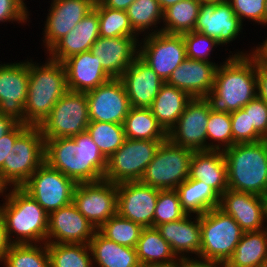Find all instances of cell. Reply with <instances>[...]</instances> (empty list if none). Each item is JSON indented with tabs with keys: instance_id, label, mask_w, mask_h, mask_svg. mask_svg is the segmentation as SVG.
Instances as JSON below:
<instances>
[{
	"instance_id": "52a82bcc",
	"label": "cell",
	"mask_w": 267,
	"mask_h": 267,
	"mask_svg": "<svg viewBox=\"0 0 267 267\" xmlns=\"http://www.w3.org/2000/svg\"><path fill=\"white\" fill-rule=\"evenodd\" d=\"M192 155V150L167 139L160 144L140 182L159 190H175L189 178Z\"/></svg>"
},
{
	"instance_id": "1f68e13d",
	"label": "cell",
	"mask_w": 267,
	"mask_h": 267,
	"mask_svg": "<svg viewBox=\"0 0 267 267\" xmlns=\"http://www.w3.org/2000/svg\"><path fill=\"white\" fill-rule=\"evenodd\" d=\"M136 251L142 267L173 264L180 260L156 227H143Z\"/></svg>"
},
{
	"instance_id": "9a60e30c",
	"label": "cell",
	"mask_w": 267,
	"mask_h": 267,
	"mask_svg": "<svg viewBox=\"0 0 267 267\" xmlns=\"http://www.w3.org/2000/svg\"><path fill=\"white\" fill-rule=\"evenodd\" d=\"M86 95L90 122L124 123L131 106L119 78H112Z\"/></svg>"
},
{
	"instance_id": "f6af8a7d",
	"label": "cell",
	"mask_w": 267,
	"mask_h": 267,
	"mask_svg": "<svg viewBox=\"0 0 267 267\" xmlns=\"http://www.w3.org/2000/svg\"><path fill=\"white\" fill-rule=\"evenodd\" d=\"M232 146L239 143H254L264 138L254 129L250 128L249 115L243 109L231 112Z\"/></svg>"
},
{
	"instance_id": "5bb4252c",
	"label": "cell",
	"mask_w": 267,
	"mask_h": 267,
	"mask_svg": "<svg viewBox=\"0 0 267 267\" xmlns=\"http://www.w3.org/2000/svg\"><path fill=\"white\" fill-rule=\"evenodd\" d=\"M72 203L96 229L117 214V184L107 180L78 183Z\"/></svg>"
},
{
	"instance_id": "816d5d0a",
	"label": "cell",
	"mask_w": 267,
	"mask_h": 267,
	"mask_svg": "<svg viewBox=\"0 0 267 267\" xmlns=\"http://www.w3.org/2000/svg\"><path fill=\"white\" fill-rule=\"evenodd\" d=\"M180 267H225L223 263L215 261H199L198 259H180Z\"/></svg>"
},
{
	"instance_id": "e575fe53",
	"label": "cell",
	"mask_w": 267,
	"mask_h": 267,
	"mask_svg": "<svg viewBox=\"0 0 267 267\" xmlns=\"http://www.w3.org/2000/svg\"><path fill=\"white\" fill-rule=\"evenodd\" d=\"M202 0H182L163 11L164 27L153 33L183 34L194 31Z\"/></svg>"
},
{
	"instance_id": "be15d7a7",
	"label": "cell",
	"mask_w": 267,
	"mask_h": 267,
	"mask_svg": "<svg viewBox=\"0 0 267 267\" xmlns=\"http://www.w3.org/2000/svg\"><path fill=\"white\" fill-rule=\"evenodd\" d=\"M257 267H267V260L263 261L261 264H259Z\"/></svg>"
},
{
	"instance_id": "94428289",
	"label": "cell",
	"mask_w": 267,
	"mask_h": 267,
	"mask_svg": "<svg viewBox=\"0 0 267 267\" xmlns=\"http://www.w3.org/2000/svg\"><path fill=\"white\" fill-rule=\"evenodd\" d=\"M147 267H180V260L178 262H175L173 264H166V265H152Z\"/></svg>"
},
{
	"instance_id": "ee69618b",
	"label": "cell",
	"mask_w": 267,
	"mask_h": 267,
	"mask_svg": "<svg viewBox=\"0 0 267 267\" xmlns=\"http://www.w3.org/2000/svg\"><path fill=\"white\" fill-rule=\"evenodd\" d=\"M182 36L185 42L186 56L190 59L211 62L209 54L212 48L220 45L216 39L196 31L183 33Z\"/></svg>"
},
{
	"instance_id": "cb8c5ba5",
	"label": "cell",
	"mask_w": 267,
	"mask_h": 267,
	"mask_svg": "<svg viewBox=\"0 0 267 267\" xmlns=\"http://www.w3.org/2000/svg\"><path fill=\"white\" fill-rule=\"evenodd\" d=\"M62 63L69 91L87 93L112 79L104 71L101 59L90 51L70 56Z\"/></svg>"
},
{
	"instance_id": "ac0fdd59",
	"label": "cell",
	"mask_w": 267,
	"mask_h": 267,
	"mask_svg": "<svg viewBox=\"0 0 267 267\" xmlns=\"http://www.w3.org/2000/svg\"><path fill=\"white\" fill-rule=\"evenodd\" d=\"M242 29V23L228 1H202L194 31L225 45L235 40Z\"/></svg>"
},
{
	"instance_id": "44dd1931",
	"label": "cell",
	"mask_w": 267,
	"mask_h": 267,
	"mask_svg": "<svg viewBox=\"0 0 267 267\" xmlns=\"http://www.w3.org/2000/svg\"><path fill=\"white\" fill-rule=\"evenodd\" d=\"M218 64L186 58L166 81L192 98H208L215 81Z\"/></svg>"
},
{
	"instance_id": "9c48e42d",
	"label": "cell",
	"mask_w": 267,
	"mask_h": 267,
	"mask_svg": "<svg viewBox=\"0 0 267 267\" xmlns=\"http://www.w3.org/2000/svg\"><path fill=\"white\" fill-rule=\"evenodd\" d=\"M89 122L86 93L68 90L38 127L45 140L72 138L85 132Z\"/></svg>"
},
{
	"instance_id": "6da1fadb",
	"label": "cell",
	"mask_w": 267,
	"mask_h": 267,
	"mask_svg": "<svg viewBox=\"0 0 267 267\" xmlns=\"http://www.w3.org/2000/svg\"><path fill=\"white\" fill-rule=\"evenodd\" d=\"M45 162L77 184L103 180L107 167V159L87 131L45 140Z\"/></svg>"
},
{
	"instance_id": "8d00e7d4",
	"label": "cell",
	"mask_w": 267,
	"mask_h": 267,
	"mask_svg": "<svg viewBox=\"0 0 267 267\" xmlns=\"http://www.w3.org/2000/svg\"><path fill=\"white\" fill-rule=\"evenodd\" d=\"M43 245L11 244L4 258V265L6 267H50L47 243Z\"/></svg>"
},
{
	"instance_id": "bcb514c9",
	"label": "cell",
	"mask_w": 267,
	"mask_h": 267,
	"mask_svg": "<svg viewBox=\"0 0 267 267\" xmlns=\"http://www.w3.org/2000/svg\"><path fill=\"white\" fill-rule=\"evenodd\" d=\"M228 2L241 23L244 18H247L264 24L265 0H229Z\"/></svg>"
},
{
	"instance_id": "7dc6e473",
	"label": "cell",
	"mask_w": 267,
	"mask_h": 267,
	"mask_svg": "<svg viewBox=\"0 0 267 267\" xmlns=\"http://www.w3.org/2000/svg\"><path fill=\"white\" fill-rule=\"evenodd\" d=\"M249 115L250 128L267 140V103L256 96L242 108Z\"/></svg>"
},
{
	"instance_id": "9f6ffc18",
	"label": "cell",
	"mask_w": 267,
	"mask_h": 267,
	"mask_svg": "<svg viewBox=\"0 0 267 267\" xmlns=\"http://www.w3.org/2000/svg\"><path fill=\"white\" fill-rule=\"evenodd\" d=\"M253 50V54L261 61L267 62V39Z\"/></svg>"
},
{
	"instance_id": "ba28073f",
	"label": "cell",
	"mask_w": 267,
	"mask_h": 267,
	"mask_svg": "<svg viewBox=\"0 0 267 267\" xmlns=\"http://www.w3.org/2000/svg\"><path fill=\"white\" fill-rule=\"evenodd\" d=\"M12 154L0 169L2 179L21 187L45 162V139L38 126H29L15 141Z\"/></svg>"
},
{
	"instance_id": "91938a15",
	"label": "cell",
	"mask_w": 267,
	"mask_h": 267,
	"mask_svg": "<svg viewBox=\"0 0 267 267\" xmlns=\"http://www.w3.org/2000/svg\"><path fill=\"white\" fill-rule=\"evenodd\" d=\"M6 186H9L3 179H2V176H1V173H0V194H3L5 191Z\"/></svg>"
},
{
	"instance_id": "e7e4bbea",
	"label": "cell",
	"mask_w": 267,
	"mask_h": 267,
	"mask_svg": "<svg viewBox=\"0 0 267 267\" xmlns=\"http://www.w3.org/2000/svg\"><path fill=\"white\" fill-rule=\"evenodd\" d=\"M202 1H218V2H221V1H229V0H202Z\"/></svg>"
},
{
	"instance_id": "603a6c76",
	"label": "cell",
	"mask_w": 267,
	"mask_h": 267,
	"mask_svg": "<svg viewBox=\"0 0 267 267\" xmlns=\"http://www.w3.org/2000/svg\"><path fill=\"white\" fill-rule=\"evenodd\" d=\"M131 107L149 108L164 81L139 56L119 78Z\"/></svg>"
},
{
	"instance_id": "836d02e7",
	"label": "cell",
	"mask_w": 267,
	"mask_h": 267,
	"mask_svg": "<svg viewBox=\"0 0 267 267\" xmlns=\"http://www.w3.org/2000/svg\"><path fill=\"white\" fill-rule=\"evenodd\" d=\"M125 137L135 140H167L168 133L158 123L150 108L131 107L124 123Z\"/></svg>"
},
{
	"instance_id": "60d3db41",
	"label": "cell",
	"mask_w": 267,
	"mask_h": 267,
	"mask_svg": "<svg viewBox=\"0 0 267 267\" xmlns=\"http://www.w3.org/2000/svg\"><path fill=\"white\" fill-rule=\"evenodd\" d=\"M133 30L138 34L150 30L163 20V10L157 0H135L126 10Z\"/></svg>"
},
{
	"instance_id": "b9f144b4",
	"label": "cell",
	"mask_w": 267,
	"mask_h": 267,
	"mask_svg": "<svg viewBox=\"0 0 267 267\" xmlns=\"http://www.w3.org/2000/svg\"><path fill=\"white\" fill-rule=\"evenodd\" d=\"M209 138L214 142H218V144L214 143V150L223 151L232 147V126L229 112L215 107L210 110L207 123V140Z\"/></svg>"
},
{
	"instance_id": "f5cc1de1",
	"label": "cell",
	"mask_w": 267,
	"mask_h": 267,
	"mask_svg": "<svg viewBox=\"0 0 267 267\" xmlns=\"http://www.w3.org/2000/svg\"><path fill=\"white\" fill-rule=\"evenodd\" d=\"M11 243L9 242L5 230L4 221L0 213V261H4L5 255L10 247Z\"/></svg>"
},
{
	"instance_id": "4dcf8cb0",
	"label": "cell",
	"mask_w": 267,
	"mask_h": 267,
	"mask_svg": "<svg viewBox=\"0 0 267 267\" xmlns=\"http://www.w3.org/2000/svg\"><path fill=\"white\" fill-rule=\"evenodd\" d=\"M183 210L190 215H202L219 207L220 195L205 182L188 178L176 189Z\"/></svg>"
},
{
	"instance_id": "3957f363",
	"label": "cell",
	"mask_w": 267,
	"mask_h": 267,
	"mask_svg": "<svg viewBox=\"0 0 267 267\" xmlns=\"http://www.w3.org/2000/svg\"><path fill=\"white\" fill-rule=\"evenodd\" d=\"M67 91L63 63L48 58L45 65L39 66L30 61L24 124L39 126Z\"/></svg>"
},
{
	"instance_id": "4316f807",
	"label": "cell",
	"mask_w": 267,
	"mask_h": 267,
	"mask_svg": "<svg viewBox=\"0 0 267 267\" xmlns=\"http://www.w3.org/2000/svg\"><path fill=\"white\" fill-rule=\"evenodd\" d=\"M189 217L190 215L187 214L180 220L163 223L156 227L179 259H190L185 253H194L199 257L201 249L200 216L196 215L194 221H191L192 218Z\"/></svg>"
},
{
	"instance_id": "8992f818",
	"label": "cell",
	"mask_w": 267,
	"mask_h": 267,
	"mask_svg": "<svg viewBox=\"0 0 267 267\" xmlns=\"http://www.w3.org/2000/svg\"><path fill=\"white\" fill-rule=\"evenodd\" d=\"M200 227L199 260L225 264L235 251L244 231L231 216L218 207L200 215Z\"/></svg>"
},
{
	"instance_id": "6f0895ef",
	"label": "cell",
	"mask_w": 267,
	"mask_h": 267,
	"mask_svg": "<svg viewBox=\"0 0 267 267\" xmlns=\"http://www.w3.org/2000/svg\"><path fill=\"white\" fill-rule=\"evenodd\" d=\"M182 0H157L158 4L161 6L164 11L166 8L172 6L173 4L180 2Z\"/></svg>"
},
{
	"instance_id": "f546056e",
	"label": "cell",
	"mask_w": 267,
	"mask_h": 267,
	"mask_svg": "<svg viewBox=\"0 0 267 267\" xmlns=\"http://www.w3.org/2000/svg\"><path fill=\"white\" fill-rule=\"evenodd\" d=\"M93 263L99 267H142L136 248L119 245L107 239L98 230L89 242Z\"/></svg>"
},
{
	"instance_id": "74e56055",
	"label": "cell",
	"mask_w": 267,
	"mask_h": 267,
	"mask_svg": "<svg viewBox=\"0 0 267 267\" xmlns=\"http://www.w3.org/2000/svg\"><path fill=\"white\" fill-rule=\"evenodd\" d=\"M99 16V36L100 37H136L126 11L115 10L104 6L96 0L93 8Z\"/></svg>"
},
{
	"instance_id": "681fc988",
	"label": "cell",
	"mask_w": 267,
	"mask_h": 267,
	"mask_svg": "<svg viewBox=\"0 0 267 267\" xmlns=\"http://www.w3.org/2000/svg\"><path fill=\"white\" fill-rule=\"evenodd\" d=\"M29 127L24 123H18L10 132L6 133L0 139V169L4 165V161L8 160L12 154L13 146L16 139Z\"/></svg>"
},
{
	"instance_id": "7bdbcfd3",
	"label": "cell",
	"mask_w": 267,
	"mask_h": 267,
	"mask_svg": "<svg viewBox=\"0 0 267 267\" xmlns=\"http://www.w3.org/2000/svg\"><path fill=\"white\" fill-rule=\"evenodd\" d=\"M183 210L176 190H160L153 216V227L184 218Z\"/></svg>"
},
{
	"instance_id": "484cf974",
	"label": "cell",
	"mask_w": 267,
	"mask_h": 267,
	"mask_svg": "<svg viewBox=\"0 0 267 267\" xmlns=\"http://www.w3.org/2000/svg\"><path fill=\"white\" fill-rule=\"evenodd\" d=\"M99 37V16L93 9L48 50L49 58L62 63L70 56L90 51Z\"/></svg>"
},
{
	"instance_id": "ffe728a7",
	"label": "cell",
	"mask_w": 267,
	"mask_h": 267,
	"mask_svg": "<svg viewBox=\"0 0 267 267\" xmlns=\"http://www.w3.org/2000/svg\"><path fill=\"white\" fill-rule=\"evenodd\" d=\"M44 40L48 50L93 10L96 0H52Z\"/></svg>"
},
{
	"instance_id": "d6a6232c",
	"label": "cell",
	"mask_w": 267,
	"mask_h": 267,
	"mask_svg": "<svg viewBox=\"0 0 267 267\" xmlns=\"http://www.w3.org/2000/svg\"><path fill=\"white\" fill-rule=\"evenodd\" d=\"M267 260V230L244 232L225 267H257Z\"/></svg>"
},
{
	"instance_id": "f35d334b",
	"label": "cell",
	"mask_w": 267,
	"mask_h": 267,
	"mask_svg": "<svg viewBox=\"0 0 267 267\" xmlns=\"http://www.w3.org/2000/svg\"><path fill=\"white\" fill-rule=\"evenodd\" d=\"M86 131L106 159L116 152L126 139L123 124L89 122Z\"/></svg>"
},
{
	"instance_id": "c3c4849f",
	"label": "cell",
	"mask_w": 267,
	"mask_h": 267,
	"mask_svg": "<svg viewBox=\"0 0 267 267\" xmlns=\"http://www.w3.org/2000/svg\"><path fill=\"white\" fill-rule=\"evenodd\" d=\"M28 11L24 0H0V22H27Z\"/></svg>"
},
{
	"instance_id": "8fae6325",
	"label": "cell",
	"mask_w": 267,
	"mask_h": 267,
	"mask_svg": "<svg viewBox=\"0 0 267 267\" xmlns=\"http://www.w3.org/2000/svg\"><path fill=\"white\" fill-rule=\"evenodd\" d=\"M76 186L73 179L44 162L21 188L50 214L72 203Z\"/></svg>"
},
{
	"instance_id": "7c38bea8",
	"label": "cell",
	"mask_w": 267,
	"mask_h": 267,
	"mask_svg": "<svg viewBox=\"0 0 267 267\" xmlns=\"http://www.w3.org/2000/svg\"><path fill=\"white\" fill-rule=\"evenodd\" d=\"M212 108L208 98H192L176 125L169 131L168 139L174 145L193 152L214 150L213 142L208 144L206 141L208 117Z\"/></svg>"
},
{
	"instance_id": "7402d4cb",
	"label": "cell",
	"mask_w": 267,
	"mask_h": 267,
	"mask_svg": "<svg viewBox=\"0 0 267 267\" xmlns=\"http://www.w3.org/2000/svg\"><path fill=\"white\" fill-rule=\"evenodd\" d=\"M138 41L131 36L99 37L90 52L101 59L104 71L111 78H120L138 56Z\"/></svg>"
},
{
	"instance_id": "f907efd6",
	"label": "cell",
	"mask_w": 267,
	"mask_h": 267,
	"mask_svg": "<svg viewBox=\"0 0 267 267\" xmlns=\"http://www.w3.org/2000/svg\"><path fill=\"white\" fill-rule=\"evenodd\" d=\"M257 96L267 103V62L256 57Z\"/></svg>"
},
{
	"instance_id": "277c9868",
	"label": "cell",
	"mask_w": 267,
	"mask_h": 267,
	"mask_svg": "<svg viewBox=\"0 0 267 267\" xmlns=\"http://www.w3.org/2000/svg\"><path fill=\"white\" fill-rule=\"evenodd\" d=\"M0 206L7 238L11 244L46 243L49 214L21 187H13L5 194ZM17 234L11 241V234ZM43 240V241H42Z\"/></svg>"
},
{
	"instance_id": "2e32d148",
	"label": "cell",
	"mask_w": 267,
	"mask_h": 267,
	"mask_svg": "<svg viewBox=\"0 0 267 267\" xmlns=\"http://www.w3.org/2000/svg\"><path fill=\"white\" fill-rule=\"evenodd\" d=\"M159 191L140 181L117 184V214L142 227H153Z\"/></svg>"
},
{
	"instance_id": "d590c367",
	"label": "cell",
	"mask_w": 267,
	"mask_h": 267,
	"mask_svg": "<svg viewBox=\"0 0 267 267\" xmlns=\"http://www.w3.org/2000/svg\"><path fill=\"white\" fill-rule=\"evenodd\" d=\"M47 248L50 267H93L89 244L47 243Z\"/></svg>"
},
{
	"instance_id": "db71d44e",
	"label": "cell",
	"mask_w": 267,
	"mask_h": 267,
	"mask_svg": "<svg viewBox=\"0 0 267 267\" xmlns=\"http://www.w3.org/2000/svg\"><path fill=\"white\" fill-rule=\"evenodd\" d=\"M19 122L10 116L0 114V139L10 132Z\"/></svg>"
},
{
	"instance_id": "e0dca14e",
	"label": "cell",
	"mask_w": 267,
	"mask_h": 267,
	"mask_svg": "<svg viewBox=\"0 0 267 267\" xmlns=\"http://www.w3.org/2000/svg\"><path fill=\"white\" fill-rule=\"evenodd\" d=\"M29 61L0 64V114L24 123Z\"/></svg>"
},
{
	"instance_id": "ab89813d",
	"label": "cell",
	"mask_w": 267,
	"mask_h": 267,
	"mask_svg": "<svg viewBox=\"0 0 267 267\" xmlns=\"http://www.w3.org/2000/svg\"><path fill=\"white\" fill-rule=\"evenodd\" d=\"M142 229L140 224L116 214L97 230L119 245L136 248Z\"/></svg>"
},
{
	"instance_id": "83f0119b",
	"label": "cell",
	"mask_w": 267,
	"mask_h": 267,
	"mask_svg": "<svg viewBox=\"0 0 267 267\" xmlns=\"http://www.w3.org/2000/svg\"><path fill=\"white\" fill-rule=\"evenodd\" d=\"M189 178L205 182L221 196L228 189L227 163L223 151L193 152Z\"/></svg>"
},
{
	"instance_id": "11a10c76",
	"label": "cell",
	"mask_w": 267,
	"mask_h": 267,
	"mask_svg": "<svg viewBox=\"0 0 267 267\" xmlns=\"http://www.w3.org/2000/svg\"><path fill=\"white\" fill-rule=\"evenodd\" d=\"M104 6L115 9V10H123L126 11L127 8L135 1V0H99Z\"/></svg>"
},
{
	"instance_id": "7a4b0ae2",
	"label": "cell",
	"mask_w": 267,
	"mask_h": 267,
	"mask_svg": "<svg viewBox=\"0 0 267 267\" xmlns=\"http://www.w3.org/2000/svg\"><path fill=\"white\" fill-rule=\"evenodd\" d=\"M250 55V56H249ZM257 96L256 56L242 51L230 55L216 70L208 97L213 107L226 112L242 109Z\"/></svg>"
},
{
	"instance_id": "d6986e66",
	"label": "cell",
	"mask_w": 267,
	"mask_h": 267,
	"mask_svg": "<svg viewBox=\"0 0 267 267\" xmlns=\"http://www.w3.org/2000/svg\"><path fill=\"white\" fill-rule=\"evenodd\" d=\"M96 231V227L71 203L49 214L46 243L89 244Z\"/></svg>"
},
{
	"instance_id": "680465c9",
	"label": "cell",
	"mask_w": 267,
	"mask_h": 267,
	"mask_svg": "<svg viewBox=\"0 0 267 267\" xmlns=\"http://www.w3.org/2000/svg\"><path fill=\"white\" fill-rule=\"evenodd\" d=\"M263 200V215H264V220L267 222V194L262 196ZM267 227V226H266ZM267 230V228H264Z\"/></svg>"
},
{
	"instance_id": "4fadbf2b",
	"label": "cell",
	"mask_w": 267,
	"mask_h": 267,
	"mask_svg": "<svg viewBox=\"0 0 267 267\" xmlns=\"http://www.w3.org/2000/svg\"><path fill=\"white\" fill-rule=\"evenodd\" d=\"M147 34L141 48L138 47V56L166 82L173 70L187 58L183 36L162 31Z\"/></svg>"
},
{
	"instance_id": "5b68a950",
	"label": "cell",
	"mask_w": 267,
	"mask_h": 267,
	"mask_svg": "<svg viewBox=\"0 0 267 267\" xmlns=\"http://www.w3.org/2000/svg\"><path fill=\"white\" fill-rule=\"evenodd\" d=\"M228 189L258 196L267 194V140L234 144L223 150Z\"/></svg>"
},
{
	"instance_id": "30bf717a",
	"label": "cell",
	"mask_w": 267,
	"mask_h": 267,
	"mask_svg": "<svg viewBox=\"0 0 267 267\" xmlns=\"http://www.w3.org/2000/svg\"><path fill=\"white\" fill-rule=\"evenodd\" d=\"M164 141L126 138L123 145L107 159L103 179L114 184L140 181Z\"/></svg>"
},
{
	"instance_id": "f1b7e54d",
	"label": "cell",
	"mask_w": 267,
	"mask_h": 267,
	"mask_svg": "<svg viewBox=\"0 0 267 267\" xmlns=\"http://www.w3.org/2000/svg\"><path fill=\"white\" fill-rule=\"evenodd\" d=\"M191 99L185 91L164 82L149 108L158 123L169 133Z\"/></svg>"
},
{
	"instance_id": "d4e9b609",
	"label": "cell",
	"mask_w": 267,
	"mask_h": 267,
	"mask_svg": "<svg viewBox=\"0 0 267 267\" xmlns=\"http://www.w3.org/2000/svg\"><path fill=\"white\" fill-rule=\"evenodd\" d=\"M218 208L231 216L244 232L265 228L261 196L227 189L220 197Z\"/></svg>"
},
{
	"instance_id": "6125c7cd",
	"label": "cell",
	"mask_w": 267,
	"mask_h": 267,
	"mask_svg": "<svg viewBox=\"0 0 267 267\" xmlns=\"http://www.w3.org/2000/svg\"><path fill=\"white\" fill-rule=\"evenodd\" d=\"M264 24H267V0H265Z\"/></svg>"
}]
</instances>
